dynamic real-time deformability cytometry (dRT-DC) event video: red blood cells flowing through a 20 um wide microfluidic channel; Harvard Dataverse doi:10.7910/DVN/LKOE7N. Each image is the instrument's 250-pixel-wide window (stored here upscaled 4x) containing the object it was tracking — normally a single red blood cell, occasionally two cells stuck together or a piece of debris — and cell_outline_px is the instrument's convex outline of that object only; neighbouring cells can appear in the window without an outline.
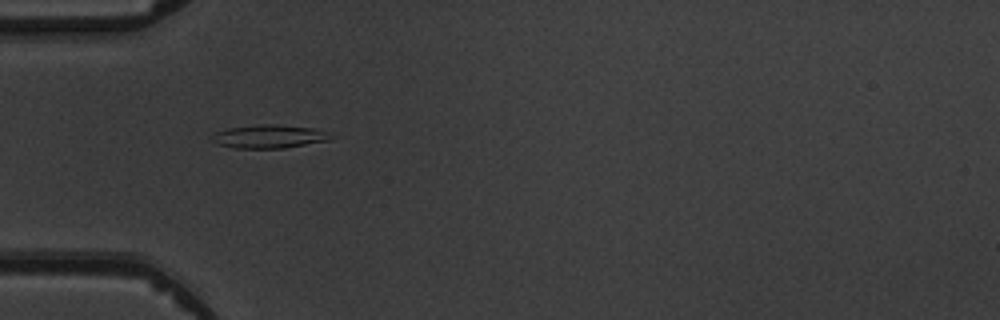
{"species": "common noctule bat (a hibernating species)", "species_latin": "Nyctalus noctula", "temperature_condition": "warm", "stored_images_in_passage": 2, "camera_frame_rate_fps": 3000, "um_per_image_px": 0.085, "animal": {"sex": "male", "body_mass_g": 19.5, "forearm_length_mm": 54.6}, "frame": {"image": 1, "passage_image": 1, "time_ms": 0.0, "image_size_px": [1000, 320], "cell_outline_px": [[332, 140], [284, 148], [232, 148], [216, 144], [212, 140], [212, 136], [216, 132], [228, 128], [264, 124], [276, 124], [312, 128], [328, 132]], "centroid_in_image_um": [22.87, 11.61], "position_along_channel_um": 62.1, "area_um2": 16.13}}
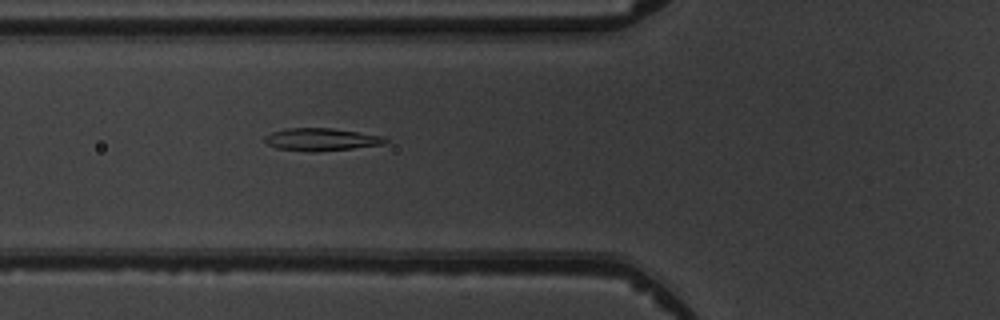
{"frame": {"image": 2, "passage_image": 2, "time_ms": 1.0, "image_size_px": [1000, 320], "cell_outline_px": [[388, 140], [384, 144], [352, 148], [316, 152], [308, 152], [276, 148], [268, 144], [264, 140], [264, 136], [272, 132], [288, 128], [332, 128], [384, 136]], "centroid_in_image_um": [27.29, 11.86], "position_along_channel_um": 98.5, "area_um2": 15.84}}